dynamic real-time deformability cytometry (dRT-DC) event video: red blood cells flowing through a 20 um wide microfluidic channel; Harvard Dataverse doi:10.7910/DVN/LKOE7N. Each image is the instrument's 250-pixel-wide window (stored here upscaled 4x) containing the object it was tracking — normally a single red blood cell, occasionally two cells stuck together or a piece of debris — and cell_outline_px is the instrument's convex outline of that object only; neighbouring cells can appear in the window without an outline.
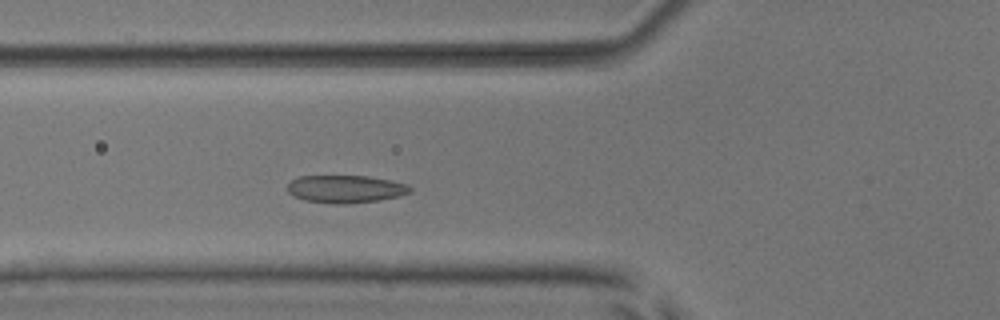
{"species": "common noctule bat (a hibernating species)", "species_latin": "Nyctalus noctula", "temperature_condition": "room temperature", "stored_images_in_passage": 41, "segment_of_instrument_passage": [1, 2], "camera_frame_rate_fps": 3000, "um_per_image_px": 0.085, "animal": {"sex": "male", "body_mass_g": 17.9, "forearm_length_mm": 54.2}, "frame": {"image": 1, "passage_image": 15, "time_ms": 4.667, "image_size_px": [1000, 320], "cell_outline_px": [[412, 192], [400, 196], [380, 200], [344, 204], [332, 204], [304, 200], [288, 192], [288, 184], [292, 180], [300, 176], [368, 176], [408, 184], [412, 188]], "centroid_in_image_um": [29.41, 16.07], "position_along_channel_um": 96.4, "area_um2": 19.77}}
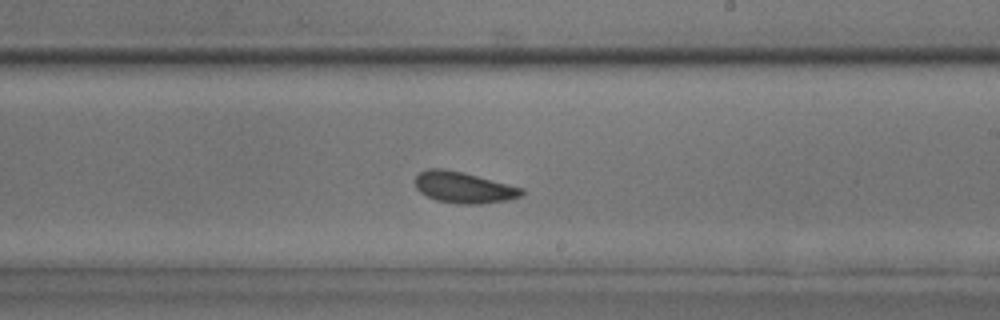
{"frame": {"image": 2, "passage_image": 27, "time_ms": 8.667, "image_size_px": [1000, 320], "cell_outline_px": [[524, 192], [520, 196], [508, 200], [480, 204], [456, 204], [436, 200], [420, 192], [416, 188], [416, 176], [420, 172], [428, 168], [444, 168], [464, 172], [524, 188]], "centroid_in_image_um": [39.42, 15.93], "position_along_channel_um": 249.6, "area_um2": 19.48}}
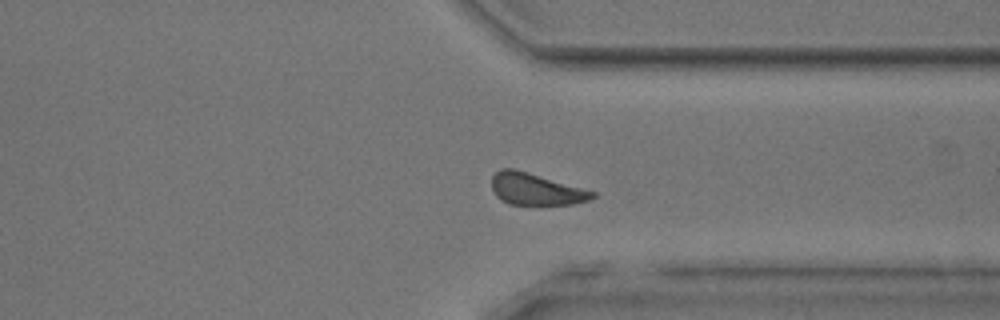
{"frame": {"image": 3, "passage_image": 36, "time_ms": 11.667, "image_size_px": [1000, 320], "cell_outline_px": [[596, 196], [588, 200], [572, 204], [508, 204], [500, 200], [496, 196], [492, 188], [492, 176], [500, 168], [516, 168], [596, 192]], "centroid_in_image_um": [45.51, 16.06], "position_along_channel_um": 365.9, "area_um2": 18.67}}